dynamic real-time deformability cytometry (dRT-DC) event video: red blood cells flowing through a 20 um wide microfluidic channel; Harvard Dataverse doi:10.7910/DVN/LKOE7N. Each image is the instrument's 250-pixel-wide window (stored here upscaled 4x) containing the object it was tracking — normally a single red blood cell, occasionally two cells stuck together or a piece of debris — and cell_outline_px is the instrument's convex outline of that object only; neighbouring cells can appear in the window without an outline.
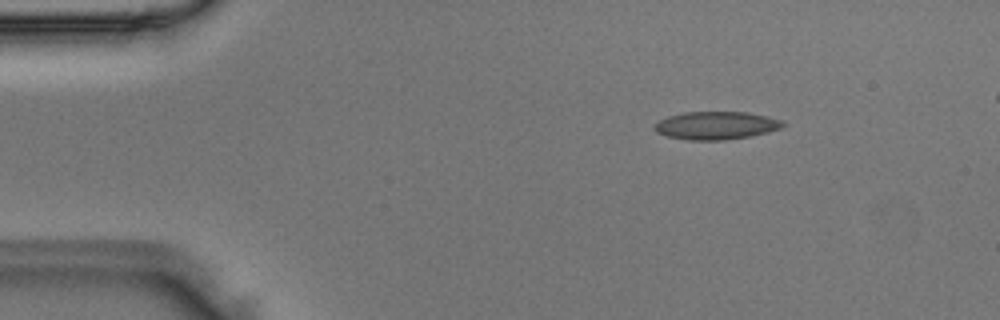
{"species": "Egyptian fruit bat (a non-hibernating species)", "species_latin": "Rousettus aegyptiacus", "temperature_condition": "room temperature", "stored_images_in_passage": 5, "segment_of_instrument_passage": [1, 2], "camera_frame_rate_fps": 3000, "um_per_image_px": 0.085, "animal": {"sex": "male"}, "frame": {"image": 1, "passage_image": 2, "time_ms": 0.333, "image_size_px": [1000, 320], "cell_outline_px": [[784, 124], [780, 128], [768, 132], [752, 136], [724, 140], [688, 140], [668, 136], [656, 132], [652, 128], [660, 120], [668, 116], [684, 112], [744, 112], [768, 116], [784, 120]], "centroid_in_image_um": [60.88, 10.66], "position_along_channel_um": 24.1, "area_um2": 20.92}}